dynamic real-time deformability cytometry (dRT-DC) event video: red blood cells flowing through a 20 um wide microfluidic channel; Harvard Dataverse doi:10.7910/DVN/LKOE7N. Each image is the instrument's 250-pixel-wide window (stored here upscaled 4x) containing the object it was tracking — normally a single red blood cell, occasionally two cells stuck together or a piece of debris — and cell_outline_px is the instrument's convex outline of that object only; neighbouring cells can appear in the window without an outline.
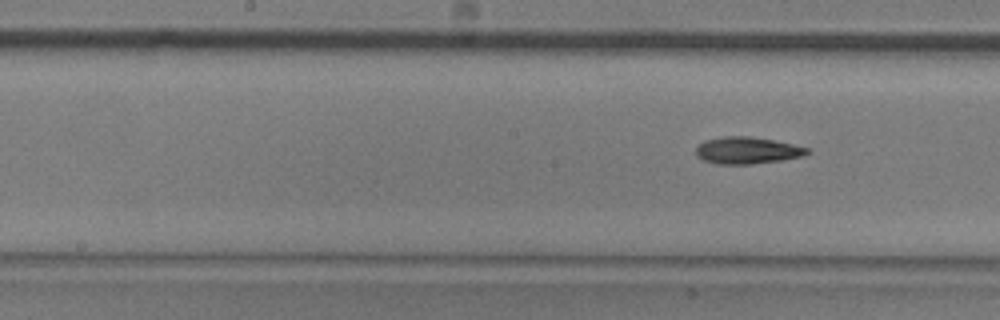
{"species": "common noctule bat (a hibernating species)", "species_latin": "Nyctalus noctula", "temperature_condition": "room temperature", "stored_images_in_passage": 8, "segment_of_instrument_passage": [2, 2], "camera_frame_rate_fps": 3000, "um_per_image_px": 0.085, "animal": {"sex": "male", "body_mass_g": 20.5, "forearm_length_mm": 52.5}, "frame": {"image": 1, "passage_image": 8, "time_ms": 2.333, "image_size_px": [1000, 320], "cell_outline_px": [[812, 152], [804, 156], [780, 160], [752, 164], [716, 164], [704, 160], [696, 156], [696, 148], [704, 140], [724, 136], [748, 136], [772, 140], [792, 144], [808, 148]], "centroid_in_image_um": [63.51, 12.79], "position_along_channel_um": 184.7, "area_um2": 17.4}}